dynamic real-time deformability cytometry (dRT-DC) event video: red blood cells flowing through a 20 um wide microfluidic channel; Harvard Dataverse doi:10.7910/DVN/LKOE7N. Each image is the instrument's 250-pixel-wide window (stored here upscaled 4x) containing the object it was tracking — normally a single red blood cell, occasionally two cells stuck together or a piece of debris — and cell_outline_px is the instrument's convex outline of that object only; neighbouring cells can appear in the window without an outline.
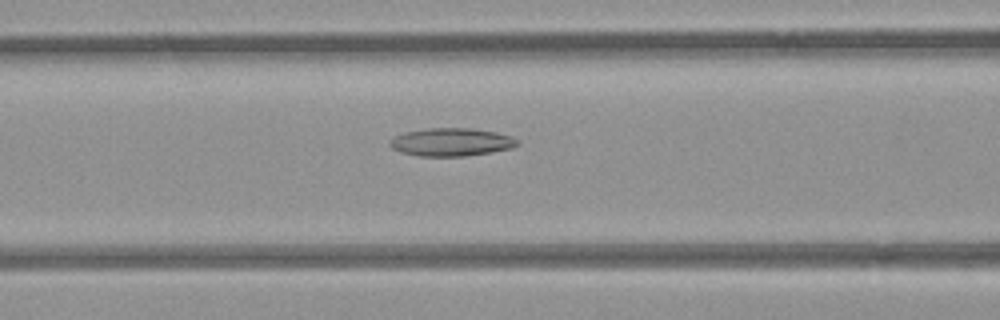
{"species": "common noctule bat (a hibernating species)", "species_latin": "Nyctalus noctula", "temperature_condition": "room temperature", "stored_images_in_passage": 53, "camera_frame_rate_fps": 3000, "um_per_image_px": 0.085, "animal": {"sex": "female", "body_mass_g": 21.9}, "frame": {"image": 1, "passage_image": 22, "time_ms": 7.0, "image_size_px": [1000, 320], "cell_outline_px": [[520, 144], [512, 148], [464, 156], [416, 156], [400, 152], [392, 148], [388, 144], [396, 136], [404, 132], [428, 128], [472, 128], [496, 132], [512, 136]], "centroid_in_image_um": [38.35, 12.07], "position_along_channel_um": 128.2, "area_um2": 20.75}}
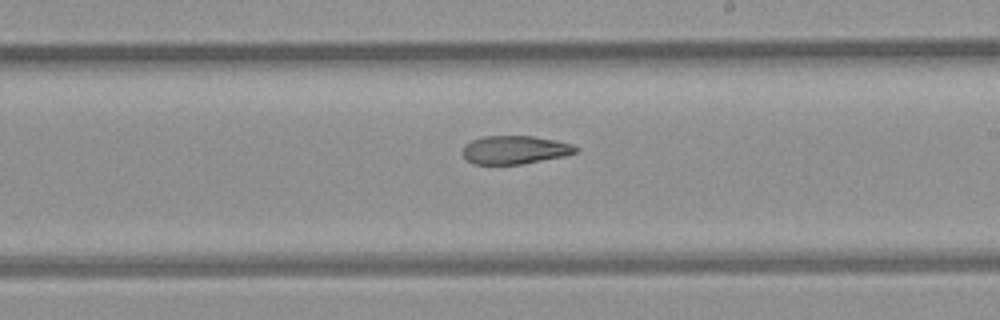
{"frame": {"image": 2, "passage_image": 31, "time_ms": 10.0, "image_size_px": [1000, 320], "cell_outline_px": [[580, 148], [576, 152], [564, 156], [520, 164], [472, 164], [464, 156], [464, 148], [472, 140], [484, 136], [532, 136], [556, 140], [572, 144]], "centroid_in_image_um": [43.8, 12.73], "position_along_channel_um": 245.2, "area_um2": 18.44}}
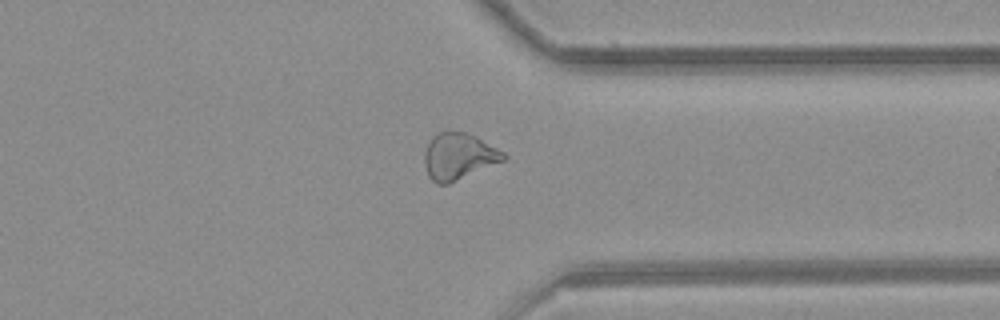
{"frame": {"image": 3, "passage_image": 41, "time_ms": 13.333, "image_size_px": [1000, 320], "cell_outline_px": [[508, 156], [504, 160], [448, 184], [436, 184], [428, 176], [424, 164], [424, 156], [428, 144], [440, 132], [464, 132], [476, 136], [504, 152]], "centroid_in_image_um": [38.99, 13.31], "position_along_channel_um": 372.4, "area_um2": 21.04}, "authors_computed_cell_mechanics": {"area_um2": 21.5016, "velocity_mm_per_s": 3.8958, "shape_relaxation_time_tau1_ms": null, "shape_relaxation_time_tau2_ms": 5.5575, "deformation_change_tau1": null, "deformation_change_tau2": 0.1469}}